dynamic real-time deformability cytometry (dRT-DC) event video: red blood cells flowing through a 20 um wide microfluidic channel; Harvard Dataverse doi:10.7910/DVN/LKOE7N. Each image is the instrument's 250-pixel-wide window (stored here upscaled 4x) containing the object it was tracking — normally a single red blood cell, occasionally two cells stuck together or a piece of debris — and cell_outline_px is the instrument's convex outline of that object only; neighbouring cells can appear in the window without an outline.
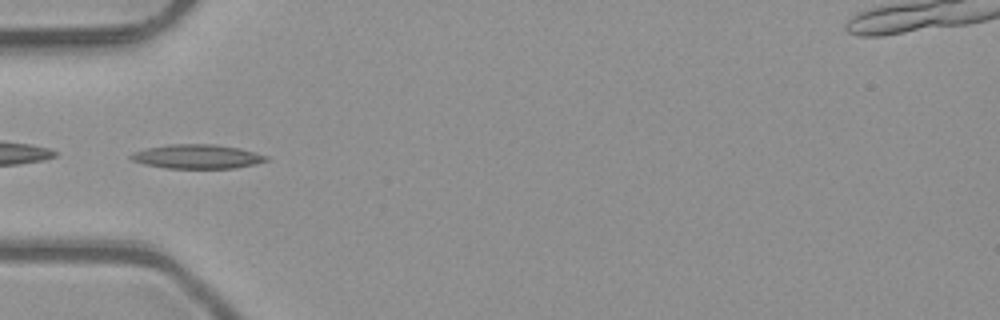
{"species": "common noctule bat (a hibernating species)", "species_latin": "Nyctalus noctula", "temperature_condition": "room temperature", "stored_images_in_passage": 38, "camera_frame_rate_fps": 3000, "um_per_image_px": 0.085, "animal": {"sex": "male", "body_mass_g": 23.1, "forearm_length_mm": 52.7}, "frame": {"image": 1, "passage_image": 4, "time_ms": 1.0, "image_size_px": [1000, 320], "cell_outline_px": [[268, 160], [256, 164], [236, 168], [164, 168], [144, 164], [132, 160], [128, 156], [132, 152], [148, 148], [168, 144], [216, 144], [240, 148], [256, 152], [268, 156]], "centroid_in_image_um": [16.77, 13.3], "position_along_channel_um": 68.2, "area_um2": 19.19}}
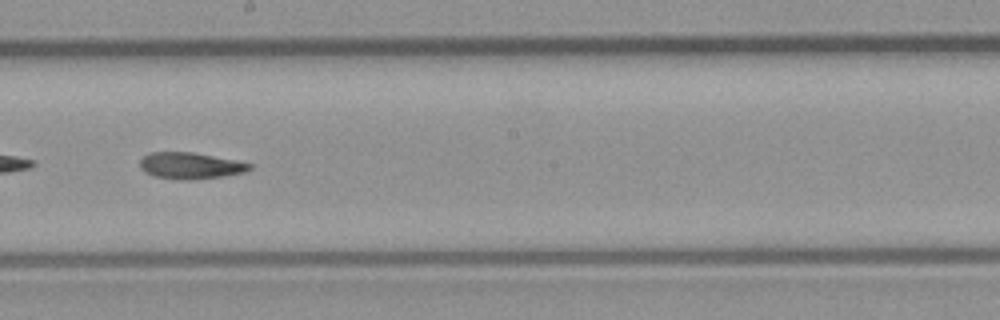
{"frame": {"image": 2, "passage_image": 16, "time_ms": 5.0, "image_size_px": [1000, 320], "cell_outline_px": [[252, 168], [244, 172], [220, 176], [192, 180], [180, 180], [152, 176], [144, 172], [140, 168], [140, 160], [148, 152], [192, 152], [252, 164]], "centroid_in_image_um": [16.1, 14.09], "position_along_channel_um": 232.1, "area_um2": 16.76}}
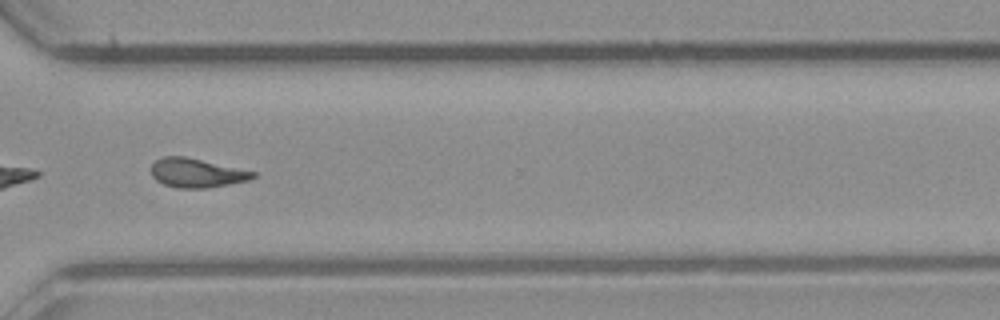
{"frame": {"image": 3, "passage_image": 25, "time_ms": 8.0, "image_size_px": [1000, 320], "cell_outline_px": [[256, 176], [248, 180], [208, 188], [176, 188], [164, 184], [156, 180], [152, 176], [152, 164], [156, 160], [164, 156], [184, 156], [256, 172]], "centroid_in_image_um": [16.69, 14.7], "position_along_channel_um": 353.9, "area_um2": 17.05}, "authors_computed_cell_mechanics": {"area_um2": 16.9643, "velocity_mm_per_s": 4.0726, "shape_relaxation_time_tau1_ms": null, "shape_relaxation_time_tau2_ms": 7.4775, "deformation_change_tau1": null, "deformation_change_tau2": 0.1688}}